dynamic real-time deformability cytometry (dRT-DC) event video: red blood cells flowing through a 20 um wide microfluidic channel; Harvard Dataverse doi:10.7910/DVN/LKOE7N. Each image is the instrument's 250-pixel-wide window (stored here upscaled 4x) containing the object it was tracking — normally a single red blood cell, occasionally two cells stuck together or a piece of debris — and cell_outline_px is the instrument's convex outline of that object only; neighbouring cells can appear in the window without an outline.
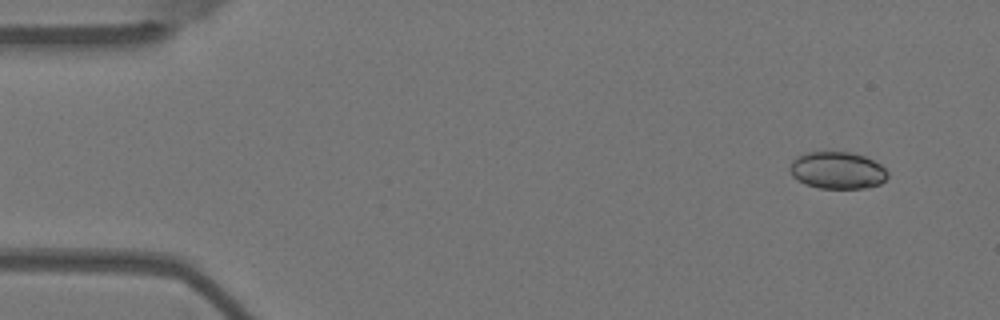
{"species": "Egyptian fruit bat (a non-hibernating species)", "species_latin": "Rousettus aegyptiacus", "temperature_condition": "warm", "stored_images_in_passage": 52, "camera_frame_rate_fps": 3000, "um_per_image_px": 0.085, "animal": {"sex": "female"}, "frame": {"image": 1, "passage_image": 1, "time_ms": 0.0, "image_size_px": [1000, 320], "cell_outline_px": [[888, 176], [880, 184], [868, 188], [820, 188], [804, 184], [792, 176], [792, 160], [796, 156], [808, 152], [852, 152], [864, 156], [880, 164], [888, 172]], "centroid_in_image_um": [71.2, 14.48], "position_along_channel_um": 13.8, "area_um2": 21.04}}
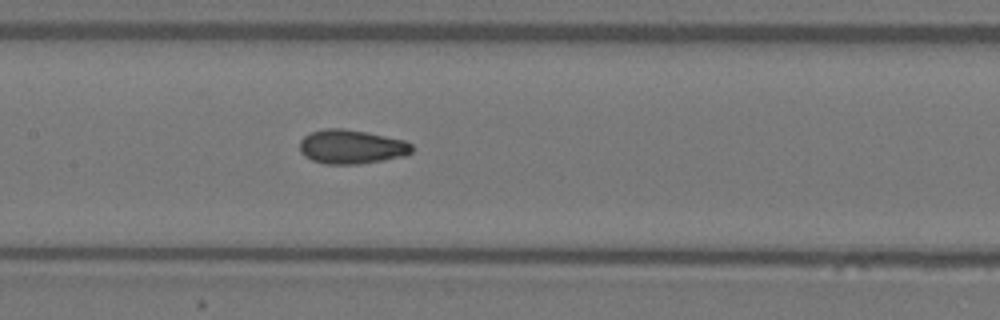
{"frame": {"image": 2, "passage_image": 23, "time_ms": 7.333, "image_size_px": [1000, 320], "cell_outline_px": [[412, 152], [404, 156], [384, 160], [360, 164], [324, 164], [312, 160], [304, 156], [300, 152], [300, 140], [304, 136], [312, 132], [324, 128], [340, 128], [364, 132], [404, 140], [412, 144]], "centroid_in_image_um": [29.85, 12.49], "position_along_channel_um": 177.5, "area_um2": 22.25}}
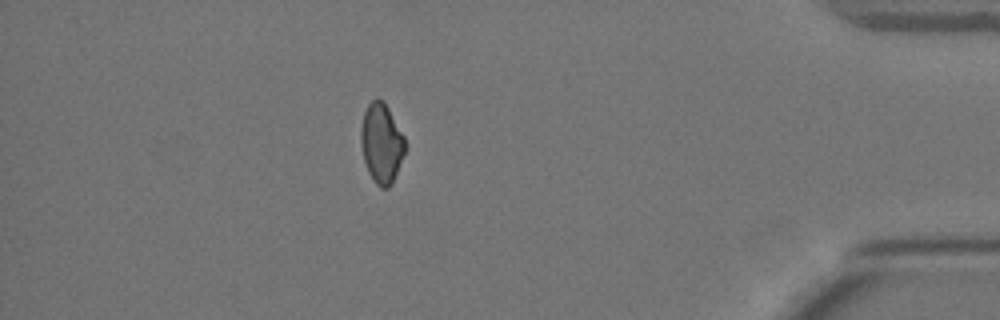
{"frame": {"image": 3, "passage_image": 45, "time_ms": 14.667, "image_size_px": [1000, 320], "cell_outline_px": [[404, 152], [392, 184], [388, 188], [380, 188], [376, 184], [368, 172], [364, 160], [360, 144], [360, 132], [364, 112], [368, 104], [376, 96], [384, 100], [404, 136]], "centroid_in_image_um": [32.4, 12.15], "position_along_channel_um": 402.8, "area_um2": 20.52}, "authors_computed_cell_mechanics": {"area_um2": 21.5305, "velocity_mm_per_s": 3.6911, "shape_relaxation_time_tau1_ms": 9.7054, "shape_relaxation_time_tau2_ms": 2.024, "deformation_change_tau1": 0.1355, "deformation_change_tau2": 0.0565}}